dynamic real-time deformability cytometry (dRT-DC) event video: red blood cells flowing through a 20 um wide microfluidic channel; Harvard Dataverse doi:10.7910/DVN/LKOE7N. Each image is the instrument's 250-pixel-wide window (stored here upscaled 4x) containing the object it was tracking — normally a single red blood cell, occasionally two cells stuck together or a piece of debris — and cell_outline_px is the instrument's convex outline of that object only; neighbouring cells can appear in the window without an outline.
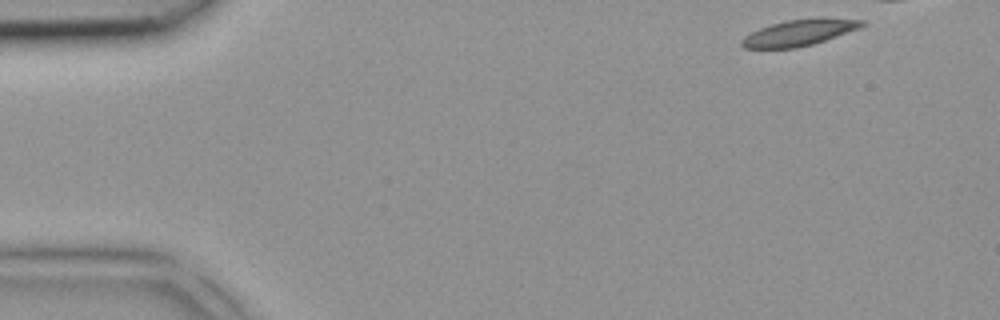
{"species": "common noctule bat (a hibernating species)", "species_latin": "Nyctalus noctula", "temperature_condition": "room temperature", "stored_images_in_passage": 32, "camera_frame_rate_fps": 3000, "um_per_image_px": 0.085, "animal": {"sex": "female", "body_mass_g": 18.4}, "frame": {"image": 1, "passage_image": 1, "time_ms": 0.0, "image_size_px": [1000, 320], "cell_outline_px": [[864, 24], [860, 28], [812, 44], [796, 48], [744, 48], [740, 44], [740, 40], [744, 36], [760, 28], [772, 24], [788, 20], [816, 16], [820, 16], [864, 20]], "centroid_in_image_um": [67.95, 2.75], "position_along_channel_um": 17.1, "area_um2": 18.5}}
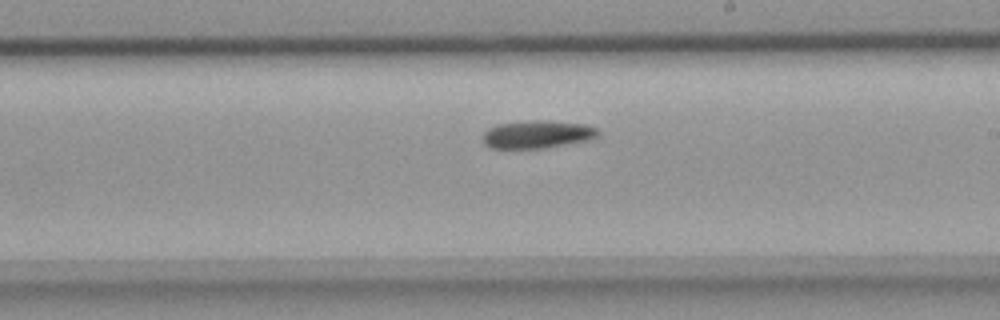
{"frame": {"image": 2, "passage_image": 22, "time_ms": 7.0, "image_size_px": [1000, 320], "cell_outline_px": [[600, 132], [596, 136], [588, 140], [544, 148], [488, 148], [484, 144], [484, 132], [488, 128], [496, 124], [540, 120], [584, 124], [596, 128]], "centroid_in_image_um": [45.64, 11.42], "position_along_channel_um": 243.4, "area_um2": 18.44}}
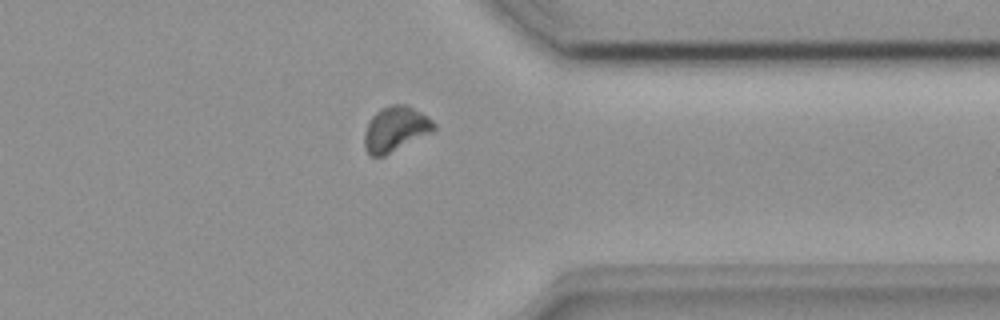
{"frame": {"image": 3, "passage_image": 31, "time_ms": 10.0, "image_size_px": [1000, 320], "cell_outline_px": [[436, 132], [384, 156], [372, 156], [364, 148], [364, 132], [368, 120], [380, 108], [392, 104], [408, 104], [428, 116], [436, 124]], "centroid_in_image_um": [33.65, 10.96], "position_along_channel_um": 377.7, "area_um2": 18.84}}